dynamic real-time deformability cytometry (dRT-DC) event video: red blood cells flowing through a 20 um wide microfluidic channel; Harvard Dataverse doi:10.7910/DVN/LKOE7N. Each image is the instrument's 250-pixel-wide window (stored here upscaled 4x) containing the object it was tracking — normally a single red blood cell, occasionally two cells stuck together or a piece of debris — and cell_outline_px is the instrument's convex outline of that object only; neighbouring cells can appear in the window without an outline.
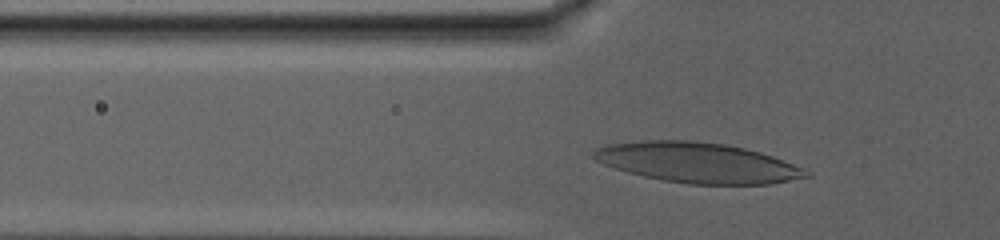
{"species": "human", "species_latin": "Homo sapiens", "temperature_condition": "warm", "stored_images_in_passage": 49, "camera_frame_rate_fps": 3000, "um_per_image_px": 0.085, "donor": {"sex": "male"}, "frame": {"image": 1, "passage_image": 12, "time_ms": 3.667, "image_size_px": [1000, 240], "cell_outline_px": [[812, 176], [768, 184], [688, 184], [660, 180], [628, 172], [604, 164], [588, 156], [596, 148], [608, 144], [640, 140], [692, 140], [724, 144], [744, 148], [760, 152], [772, 156], [804, 168]], "centroid_in_image_um": [59.25, 13.82], "position_along_channel_um": 66.5, "area_um2": 49.82}}
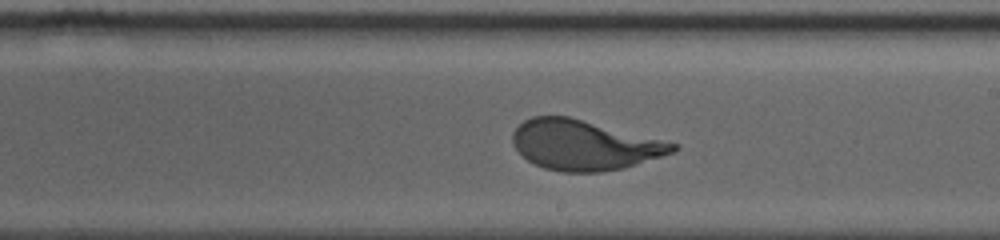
{"frame": {"image": 2, "passage_image": 31, "time_ms": 10.0, "image_size_px": [1000, 240], "cell_outline_px": [[680, 148], [676, 152], [624, 168], [600, 172], [560, 172], [544, 168], [528, 160], [512, 144], [512, 132], [524, 120], [532, 116], [568, 116], [680, 144]], "centroid_in_image_um": [49.69, 12.33], "position_along_channel_um": 239.3, "area_um2": 46.7}}
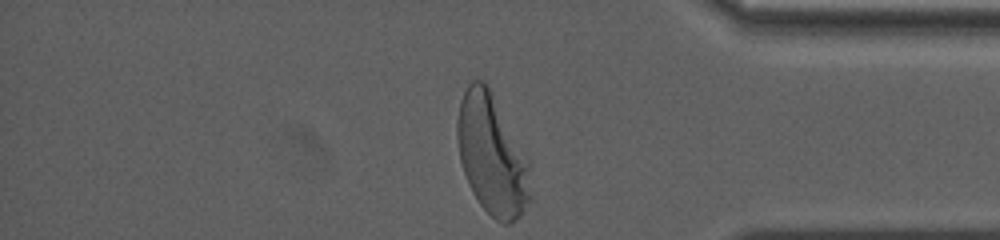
{"frame": {"image": 3, "passage_image": 49, "time_ms": 16.0, "image_size_px": [1000, 240], "cell_outline_px": [[532, 200], [520, 216], [516, 220], [508, 224], [504, 224], [496, 220], [480, 204], [472, 192], [468, 184], [460, 160], [456, 136], [456, 120], [460, 100], [468, 84], [472, 80], [484, 80], [488, 84], [528, 160], [532, 196]], "centroid_in_image_um": [41.81, 13.17], "position_along_channel_um": 393.4, "area_um2": 51.5}, "authors_computed_cell_mechanics": {"area_um2": 47.6272, "velocity_mm_per_s": 2.8112, "shape_relaxation_time_tau1_ms": 4.3813, "shape_relaxation_time_tau2_ms": null, "deformation_change_tau1": 0.2164, "deformation_change_tau2": null}}